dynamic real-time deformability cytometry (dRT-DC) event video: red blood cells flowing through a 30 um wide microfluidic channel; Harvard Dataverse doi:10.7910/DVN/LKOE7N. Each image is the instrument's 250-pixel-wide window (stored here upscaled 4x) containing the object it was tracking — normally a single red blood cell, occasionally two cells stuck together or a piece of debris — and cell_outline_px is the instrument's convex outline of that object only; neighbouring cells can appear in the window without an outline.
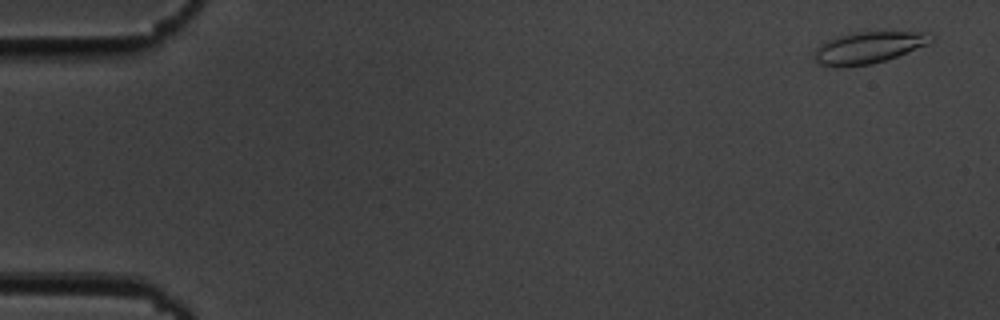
{"species": "common noctule bat (a hibernating species)", "species_latin": "Nyctalus noctula", "temperature_condition": "cold", "stored_images_in_passage": 54, "camera_frame_rate_fps": 3000, "um_per_image_px": 0.085, "animal": {"sex": "male", "body_mass_g": 19.5, "forearm_length_mm": 54.6}, "frame": {"image": 1, "passage_image": 1, "time_ms": 0.0, "image_size_px": [1000, 320], "cell_outline_px": [[936, 40], [928, 44], [896, 56], [872, 64], [840, 68], [836, 68], [820, 64], [812, 56], [812, 52], [824, 40], [852, 32], [928, 32], [936, 36]], "centroid_in_image_um": [73.78, 4.04], "position_along_channel_um": 11.2, "area_um2": 21.91}}
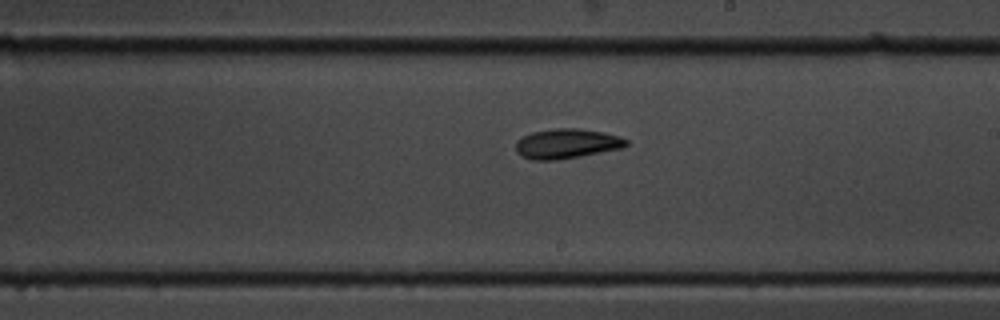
{"frame": {"image": 2, "passage_image": 31, "time_ms": 10.0, "image_size_px": [1000, 320], "cell_outline_px": [[628, 144], [624, 148], [580, 156], [552, 160], [532, 160], [520, 156], [516, 152], [516, 140], [532, 132], [556, 128], [576, 128], [604, 132], [620, 136], [628, 140]], "centroid_in_image_um": [48.18, 12.21], "position_along_channel_um": 240.8, "area_um2": 19.25}}
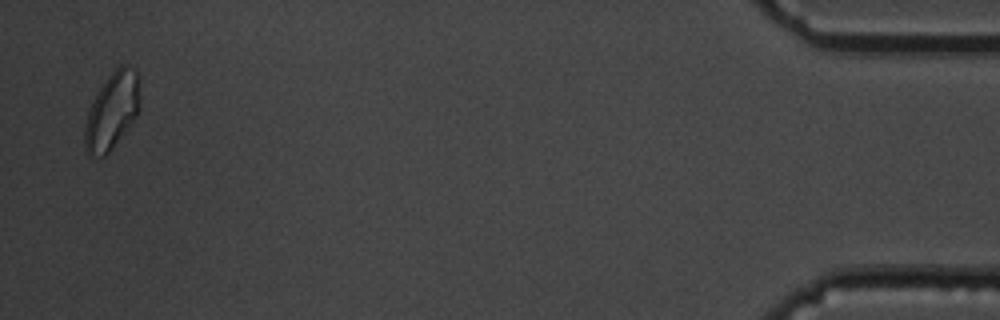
{"frame": {"image": 3, "passage_image": 53, "time_ms": 17.333, "image_size_px": [1000, 320], "cell_outline_px": [[140, 108], [136, 116], [108, 152], [104, 156], [88, 156], [84, 148], [84, 124], [92, 100], [108, 76], [120, 64], [124, 64], [136, 68], [140, 80]], "centroid_in_image_um": [9.53, 9.38], "position_along_channel_um": 425.7, "area_um2": 24.8}, "authors_computed_cell_mechanics": {"area_um2": 19.2763, "velocity_mm_per_s": 3.6411, "shape_relaxation_time_tau1_ms": 5.1226, "shape_relaxation_time_tau2_ms": 8.8367, "deformation_change_tau1": 0.147, "deformation_change_tau2": 0.1336}}